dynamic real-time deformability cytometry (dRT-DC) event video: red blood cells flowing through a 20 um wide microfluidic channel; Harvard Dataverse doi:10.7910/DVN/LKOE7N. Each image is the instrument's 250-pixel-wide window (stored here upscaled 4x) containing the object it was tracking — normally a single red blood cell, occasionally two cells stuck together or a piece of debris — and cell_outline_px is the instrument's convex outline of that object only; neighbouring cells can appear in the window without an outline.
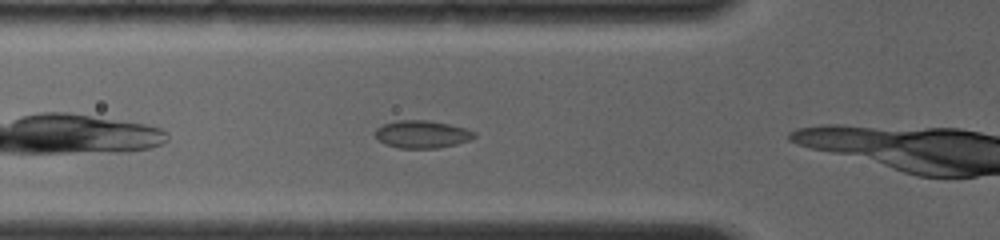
{"species": "common noctule bat (a hibernating species)", "species_latin": "Nyctalus noctula", "temperature_condition": "room temperature", "stored_images_in_passage": 4, "camera_frame_rate_fps": 4000, "um_per_image_px": 0.085, "animal": {"sex": "female", "body_mass_g": 19.0, "forearm_length_mm": 56.7}, "frame": {"image": 1, "passage_image": 3, "time_ms": 1.5, "image_size_px": [1000, 240], "cell_outline_px": [[476, 136], [468, 140], [456, 144], [436, 148], [400, 148], [384, 144], [376, 136], [376, 128], [384, 124], [396, 120], [428, 120], [448, 124], [464, 128], [476, 132]], "centroid_in_image_um": [35.86, 11.41], "position_along_channel_um": 89.9, "area_um2": 15.78}}